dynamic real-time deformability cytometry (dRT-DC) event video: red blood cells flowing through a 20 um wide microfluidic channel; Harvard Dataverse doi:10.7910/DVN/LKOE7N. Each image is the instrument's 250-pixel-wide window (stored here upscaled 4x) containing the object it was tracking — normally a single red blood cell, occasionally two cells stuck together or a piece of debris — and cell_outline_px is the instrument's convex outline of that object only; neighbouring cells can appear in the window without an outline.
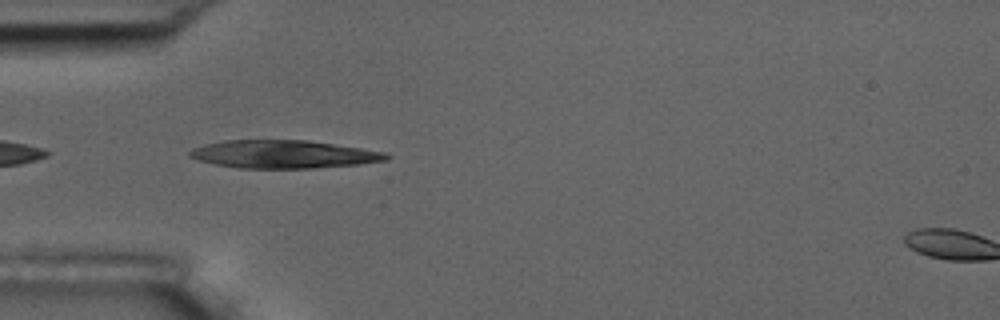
{"species": "common noctule bat (a hibernating species)", "species_latin": "Nyctalus noctula", "temperature_condition": "room temperature", "stored_images_in_passage": 4, "camera_frame_rate_fps": 3000, "um_per_image_px": 0.085, "animal": {"sex": "male", "body_mass_g": 17.5, "forearm_length_mm": 52.3}, "frame": {"image": 1, "passage_image": 2, "time_ms": 0.333, "image_size_px": [1000, 320], "cell_outline_px": [[392, 156], [388, 160], [356, 164], [312, 168], [240, 168], [216, 164], [196, 160], [188, 156], [188, 152], [192, 148], [204, 144], [224, 140], [308, 140], [388, 152]], "centroid_in_image_um": [24.09, 13.1], "position_along_channel_um": 60.9, "area_um2": 32.19}}